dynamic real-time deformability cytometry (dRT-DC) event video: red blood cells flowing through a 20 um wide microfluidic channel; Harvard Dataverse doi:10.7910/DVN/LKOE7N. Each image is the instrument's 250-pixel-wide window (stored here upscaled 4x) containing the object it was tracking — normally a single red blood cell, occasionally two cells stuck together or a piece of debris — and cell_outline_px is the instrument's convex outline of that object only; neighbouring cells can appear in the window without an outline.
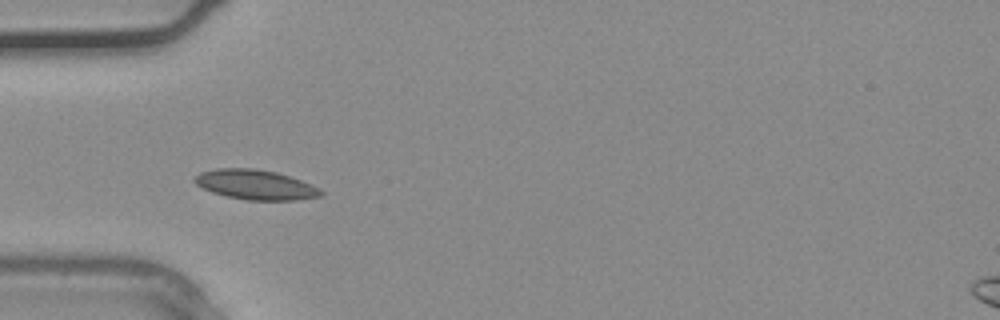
{"species": "common noctule bat (a hibernating species)", "species_latin": "Nyctalus noctula", "temperature_condition": "warm", "stored_images_in_passage": 2, "camera_frame_rate_fps": 3000, "um_per_image_px": 0.085, "animal": {"sex": "male", "body_mass_g": 20.4}, "frame": {"image": 1, "passage_image": 2, "time_ms": 0.333, "image_size_px": [1000, 320], "cell_outline_px": [[324, 196], [296, 200], [248, 200], [228, 196], [212, 192], [196, 184], [192, 180], [200, 172], [216, 168], [252, 168], [276, 172], [300, 180], [320, 188], [324, 192]], "centroid_in_image_um": [21.74, 15.7], "position_along_channel_um": 63.3, "area_um2": 21.85}}